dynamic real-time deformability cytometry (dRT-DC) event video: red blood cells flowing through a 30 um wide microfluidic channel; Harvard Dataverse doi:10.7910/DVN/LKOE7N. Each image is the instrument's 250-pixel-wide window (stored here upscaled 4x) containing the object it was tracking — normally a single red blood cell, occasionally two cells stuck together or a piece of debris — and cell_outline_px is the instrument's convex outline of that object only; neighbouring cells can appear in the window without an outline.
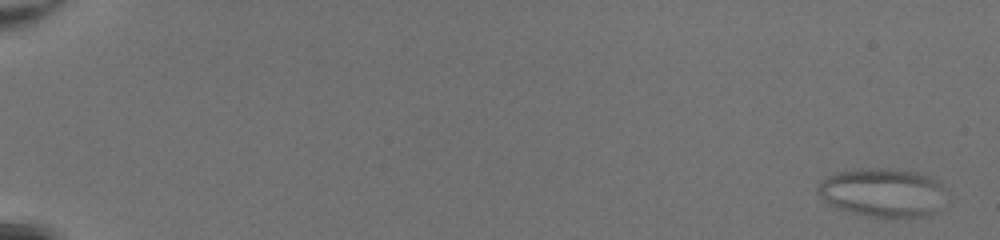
{"species": "common noctule bat (a hibernating species)", "species_latin": "Nyctalus noctula", "temperature_condition": "room temperature", "stored_images_in_passage": 51, "camera_frame_rate_fps": 3000, "um_per_image_px": 0.085, "animal": {"sex": "female", "body_mass_g": 20.0, "forearm_length_mm": 54.0}, "frame": {"image": 1, "passage_image": 2, "time_ms": 0.333, "image_size_px": [1000, 240], "cell_outline_px": [[948, 192], [932, 212], [928, 216], [868, 216], [832, 208], [816, 192], [816, 188], [828, 176], [836, 172], [860, 168], [888, 168], [916, 172], [932, 176], [940, 180]], "centroid_in_image_um": [75.01, 16.34], "position_along_channel_um": 10.0, "area_um2": 36.59}}
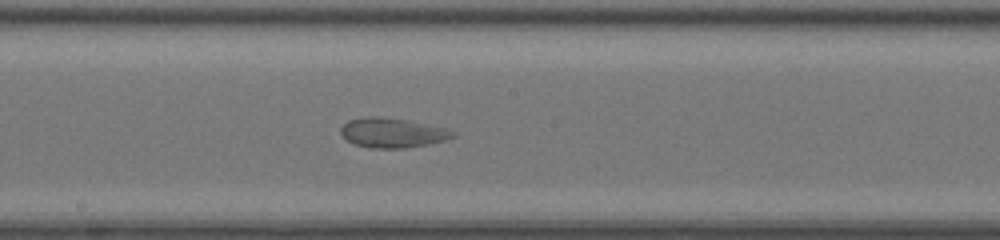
{"frame": {"image": 2, "passage_image": 31, "time_ms": 10.0, "image_size_px": [1000, 240], "cell_outline_px": [[456, 136], [444, 140], [428, 144], [404, 148], [372, 148], [352, 144], [340, 132], [340, 128], [348, 120], [364, 116], [376, 116], [404, 120], [448, 128], [456, 132]], "centroid_in_image_um": [33.35, 11.29], "position_along_channel_um": 214.9, "area_um2": 19.31}}
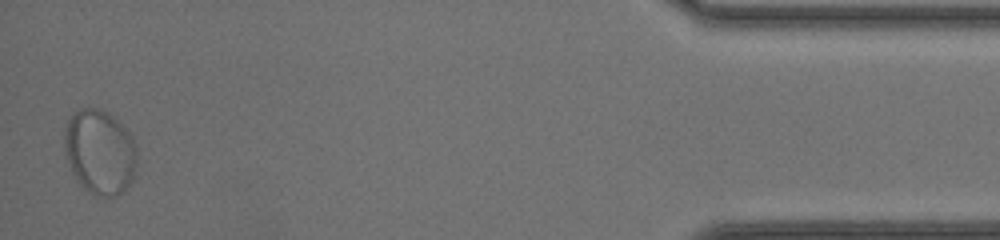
{"frame": {"image": 3, "passage_image": 51, "time_ms": 16.667, "image_size_px": [1000, 240], "cell_outline_px": [[136, 164], [132, 176], [128, 184], [116, 196], [96, 196], [84, 188], [80, 184], [72, 172], [64, 148], [64, 124], [68, 116], [72, 112], [80, 108], [100, 108], [108, 112], [132, 136], [136, 144]], "centroid_in_image_um": [8.44, 12.86], "position_along_channel_um": 426.8, "area_um2": 35.84}}